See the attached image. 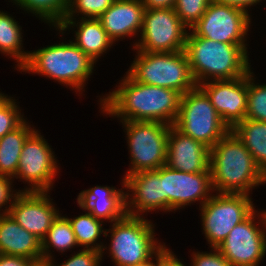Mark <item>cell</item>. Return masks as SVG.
<instances>
[{"instance_id":"6da1fadb","label":"cell","mask_w":266,"mask_h":266,"mask_svg":"<svg viewBox=\"0 0 266 266\" xmlns=\"http://www.w3.org/2000/svg\"><path fill=\"white\" fill-rule=\"evenodd\" d=\"M117 90L101 98L102 111L122 121H158L174 125L182 94L176 90L136 82L128 73Z\"/></svg>"},{"instance_id":"7a4b0ae2","label":"cell","mask_w":266,"mask_h":266,"mask_svg":"<svg viewBox=\"0 0 266 266\" xmlns=\"http://www.w3.org/2000/svg\"><path fill=\"white\" fill-rule=\"evenodd\" d=\"M209 169L217 193L250 194L266 183V175L231 130L210 149Z\"/></svg>"},{"instance_id":"3957f363","label":"cell","mask_w":266,"mask_h":266,"mask_svg":"<svg viewBox=\"0 0 266 266\" xmlns=\"http://www.w3.org/2000/svg\"><path fill=\"white\" fill-rule=\"evenodd\" d=\"M184 51L197 86L209 79H237L251 71L247 51L238 44L209 40L188 32Z\"/></svg>"},{"instance_id":"277c9868","label":"cell","mask_w":266,"mask_h":266,"mask_svg":"<svg viewBox=\"0 0 266 266\" xmlns=\"http://www.w3.org/2000/svg\"><path fill=\"white\" fill-rule=\"evenodd\" d=\"M94 61L74 42H62L29 53L23 72L40 74L82 91L93 73Z\"/></svg>"},{"instance_id":"5b68a950","label":"cell","mask_w":266,"mask_h":266,"mask_svg":"<svg viewBox=\"0 0 266 266\" xmlns=\"http://www.w3.org/2000/svg\"><path fill=\"white\" fill-rule=\"evenodd\" d=\"M137 52L138 55L127 71L136 82L169 88L182 95L197 86L184 50Z\"/></svg>"},{"instance_id":"8992f818","label":"cell","mask_w":266,"mask_h":266,"mask_svg":"<svg viewBox=\"0 0 266 266\" xmlns=\"http://www.w3.org/2000/svg\"><path fill=\"white\" fill-rule=\"evenodd\" d=\"M154 225L143 216L126 215L105 229L111 233L109 254L116 266H137L153 259L164 246L154 238ZM108 232V233H107Z\"/></svg>"},{"instance_id":"52a82bcc","label":"cell","mask_w":266,"mask_h":266,"mask_svg":"<svg viewBox=\"0 0 266 266\" xmlns=\"http://www.w3.org/2000/svg\"><path fill=\"white\" fill-rule=\"evenodd\" d=\"M174 126L209 149L230 131L199 86L182 95Z\"/></svg>"},{"instance_id":"ba28073f","label":"cell","mask_w":266,"mask_h":266,"mask_svg":"<svg viewBox=\"0 0 266 266\" xmlns=\"http://www.w3.org/2000/svg\"><path fill=\"white\" fill-rule=\"evenodd\" d=\"M127 133L131 168L126 175L157 170L167 161L170 125L158 121H122Z\"/></svg>"},{"instance_id":"9c48e42d","label":"cell","mask_w":266,"mask_h":266,"mask_svg":"<svg viewBox=\"0 0 266 266\" xmlns=\"http://www.w3.org/2000/svg\"><path fill=\"white\" fill-rule=\"evenodd\" d=\"M249 194L216 193L201 206L203 232L211 248H217L230 231L254 211Z\"/></svg>"},{"instance_id":"30bf717a","label":"cell","mask_w":266,"mask_h":266,"mask_svg":"<svg viewBox=\"0 0 266 266\" xmlns=\"http://www.w3.org/2000/svg\"><path fill=\"white\" fill-rule=\"evenodd\" d=\"M186 28L174 8L145 9L141 39L133 48L145 52L182 51L188 34Z\"/></svg>"},{"instance_id":"8fae6325","label":"cell","mask_w":266,"mask_h":266,"mask_svg":"<svg viewBox=\"0 0 266 266\" xmlns=\"http://www.w3.org/2000/svg\"><path fill=\"white\" fill-rule=\"evenodd\" d=\"M256 210L237 224L217 247L232 266H258L266 253V211ZM260 214V215H259ZM256 215L262 226L255 221ZM259 215V216H258ZM255 223H258L257 225Z\"/></svg>"},{"instance_id":"7c38bea8","label":"cell","mask_w":266,"mask_h":266,"mask_svg":"<svg viewBox=\"0 0 266 266\" xmlns=\"http://www.w3.org/2000/svg\"><path fill=\"white\" fill-rule=\"evenodd\" d=\"M250 19L245 11L212 0L200 20L190 29L195 36L238 44L247 51L245 36L250 28Z\"/></svg>"},{"instance_id":"4fadbf2b","label":"cell","mask_w":266,"mask_h":266,"mask_svg":"<svg viewBox=\"0 0 266 266\" xmlns=\"http://www.w3.org/2000/svg\"><path fill=\"white\" fill-rule=\"evenodd\" d=\"M43 137L38 130H34L23 144L14 177L25 180L31 188L21 191L49 192L54 176L58 173L55 155Z\"/></svg>"},{"instance_id":"5bb4252c","label":"cell","mask_w":266,"mask_h":266,"mask_svg":"<svg viewBox=\"0 0 266 266\" xmlns=\"http://www.w3.org/2000/svg\"><path fill=\"white\" fill-rule=\"evenodd\" d=\"M163 188L165 212L177 210L193 202L201 206L212 197L211 173H186L163 165ZM211 195V196H210Z\"/></svg>"},{"instance_id":"9a60e30c","label":"cell","mask_w":266,"mask_h":266,"mask_svg":"<svg viewBox=\"0 0 266 266\" xmlns=\"http://www.w3.org/2000/svg\"><path fill=\"white\" fill-rule=\"evenodd\" d=\"M48 191H21L13 200L8 214L25 230L42 240L59 215Z\"/></svg>"},{"instance_id":"2e32d148","label":"cell","mask_w":266,"mask_h":266,"mask_svg":"<svg viewBox=\"0 0 266 266\" xmlns=\"http://www.w3.org/2000/svg\"><path fill=\"white\" fill-rule=\"evenodd\" d=\"M198 86L230 130L246 118L247 75L233 80H209Z\"/></svg>"},{"instance_id":"e0dca14e","label":"cell","mask_w":266,"mask_h":266,"mask_svg":"<svg viewBox=\"0 0 266 266\" xmlns=\"http://www.w3.org/2000/svg\"><path fill=\"white\" fill-rule=\"evenodd\" d=\"M122 183L127 192L131 190L133 194L126 193L128 215L140 217L142 212L156 209L164 211L163 166L157 170L125 175Z\"/></svg>"},{"instance_id":"ac0fdd59","label":"cell","mask_w":266,"mask_h":266,"mask_svg":"<svg viewBox=\"0 0 266 266\" xmlns=\"http://www.w3.org/2000/svg\"><path fill=\"white\" fill-rule=\"evenodd\" d=\"M210 149L202 142L170 126L166 165L186 173L210 172Z\"/></svg>"},{"instance_id":"d6986e66","label":"cell","mask_w":266,"mask_h":266,"mask_svg":"<svg viewBox=\"0 0 266 266\" xmlns=\"http://www.w3.org/2000/svg\"><path fill=\"white\" fill-rule=\"evenodd\" d=\"M144 11L141 0H115L97 19L109 38L115 42L125 36H134L142 30Z\"/></svg>"},{"instance_id":"ffe728a7","label":"cell","mask_w":266,"mask_h":266,"mask_svg":"<svg viewBox=\"0 0 266 266\" xmlns=\"http://www.w3.org/2000/svg\"><path fill=\"white\" fill-rule=\"evenodd\" d=\"M126 193L109 186L83 190L77 197L79 207L99 220L118 221L127 215Z\"/></svg>"},{"instance_id":"44dd1931","label":"cell","mask_w":266,"mask_h":266,"mask_svg":"<svg viewBox=\"0 0 266 266\" xmlns=\"http://www.w3.org/2000/svg\"><path fill=\"white\" fill-rule=\"evenodd\" d=\"M0 254L41 261V240L21 227L9 214H0Z\"/></svg>"},{"instance_id":"7402d4cb","label":"cell","mask_w":266,"mask_h":266,"mask_svg":"<svg viewBox=\"0 0 266 266\" xmlns=\"http://www.w3.org/2000/svg\"><path fill=\"white\" fill-rule=\"evenodd\" d=\"M76 26L74 43L87 54L96 64L98 58L112 46L113 41L107 35L101 22L95 18H81L80 22L73 19H63V21L55 27L62 34L69 27Z\"/></svg>"},{"instance_id":"603a6c76","label":"cell","mask_w":266,"mask_h":266,"mask_svg":"<svg viewBox=\"0 0 266 266\" xmlns=\"http://www.w3.org/2000/svg\"><path fill=\"white\" fill-rule=\"evenodd\" d=\"M34 130L24 120L17 128L0 138V176L14 178L23 144Z\"/></svg>"},{"instance_id":"cb8c5ba5","label":"cell","mask_w":266,"mask_h":266,"mask_svg":"<svg viewBox=\"0 0 266 266\" xmlns=\"http://www.w3.org/2000/svg\"><path fill=\"white\" fill-rule=\"evenodd\" d=\"M231 131L245 145L256 165L266 175V121L244 119Z\"/></svg>"},{"instance_id":"d4e9b609","label":"cell","mask_w":266,"mask_h":266,"mask_svg":"<svg viewBox=\"0 0 266 266\" xmlns=\"http://www.w3.org/2000/svg\"><path fill=\"white\" fill-rule=\"evenodd\" d=\"M8 13L0 11V51L6 56L16 58L19 70L26 64L29 53L22 51V27Z\"/></svg>"},{"instance_id":"484cf974","label":"cell","mask_w":266,"mask_h":266,"mask_svg":"<svg viewBox=\"0 0 266 266\" xmlns=\"http://www.w3.org/2000/svg\"><path fill=\"white\" fill-rule=\"evenodd\" d=\"M74 246H78V243L71 223L67 217L59 214L46 236L41 240L42 260L47 261L52 258L51 253H49L51 247L63 253Z\"/></svg>"},{"instance_id":"4316f807","label":"cell","mask_w":266,"mask_h":266,"mask_svg":"<svg viewBox=\"0 0 266 266\" xmlns=\"http://www.w3.org/2000/svg\"><path fill=\"white\" fill-rule=\"evenodd\" d=\"M68 219L71 223L78 246H85V249H95L103 254V250H105L106 247L100 243H96L101 234H105V230L102 228L103 221L95 218L89 212L73 219Z\"/></svg>"},{"instance_id":"83f0119b","label":"cell","mask_w":266,"mask_h":266,"mask_svg":"<svg viewBox=\"0 0 266 266\" xmlns=\"http://www.w3.org/2000/svg\"><path fill=\"white\" fill-rule=\"evenodd\" d=\"M21 9L31 12L57 27L64 19L69 0H12Z\"/></svg>"},{"instance_id":"f1b7e54d","label":"cell","mask_w":266,"mask_h":266,"mask_svg":"<svg viewBox=\"0 0 266 266\" xmlns=\"http://www.w3.org/2000/svg\"><path fill=\"white\" fill-rule=\"evenodd\" d=\"M253 72L247 74V112L245 119L266 121V84L254 83Z\"/></svg>"},{"instance_id":"f546056e","label":"cell","mask_w":266,"mask_h":266,"mask_svg":"<svg viewBox=\"0 0 266 266\" xmlns=\"http://www.w3.org/2000/svg\"><path fill=\"white\" fill-rule=\"evenodd\" d=\"M115 0H69L68 9L64 19L74 18L76 13H81L84 17L95 18L101 16ZM75 8V9H74Z\"/></svg>"},{"instance_id":"4dcf8cb0","label":"cell","mask_w":266,"mask_h":266,"mask_svg":"<svg viewBox=\"0 0 266 266\" xmlns=\"http://www.w3.org/2000/svg\"><path fill=\"white\" fill-rule=\"evenodd\" d=\"M211 1L212 0H176L174 10L181 22L190 29L200 20Z\"/></svg>"},{"instance_id":"1f68e13d","label":"cell","mask_w":266,"mask_h":266,"mask_svg":"<svg viewBox=\"0 0 266 266\" xmlns=\"http://www.w3.org/2000/svg\"><path fill=\"white\" fill-rule=\"evenodd\" d=\"M25 119L12 98L0 109V138L17 128Z\"/></svg>"},{"instance_id":"d6a6232c","label":"cell","mask_w":266,"mask_h":266,"mask_svg":"<svg viewBox=\"0 0 266 266\" xmlns=\"http://www.w3.org/2000/svg\"><path fill=\"white\" fill-rule=\"evenodd\" d=\"M102 252L95 249H82L72 255L69 259L57 266H100V261L102 260ZM52 258L47 260L49 266L54 265V261L52 262Z\"/></svg>"},{"instance_id":"836d02e7","label":"cell","mask_w":266,"mask_h":266,"mask_svg":"<svg viewBox=\"0 0 266 266\" xmlns=\"http://www.w3.org/2000/svg\"><path fill=\"white\" fill-rule=\"evenodd\" d=\"M213 250V251H212ZM210 253L194 252L192 266H232L231 263L220 253L218 248H212Z\"/></svg>"},{"instance_id":"e575fe53","label":"cell","mask_w":266,"mask_h":266,"mask_svg":"<svg viewBox=\"0 0 266 266\" xmlns=\"http://www.w3.org/2000/svg\"><path fill=\"white\" fill-rule=\"evenodd\" d=\"M12 180L13 179L10 177L0 176V211L4 205H6L8 202L10 203V205H8L9 207H6L3 210L2 214H8L9 209H10L11 205L13 204V200L17 196V193H18L17 191L15 194L13 193L14 190L11 188V186H12L11 181ZM0 214H1V212H0Z\"/></svg>"},{"instance_id":"d590c367","label":"cell","mask_w":266,"mask_h":266,"mask_svg":"<svg viewBox=\"0 0 266 266\" xmlns=\"http://www.w3.org/2000/svg\"><path fill=\"white\" fill-rule=\"evenodd\" d=\"M157 266H185L170 249L164 246L157 253Z\"/></svg>"},{"instance_id":"8d00e7d4","label":"cell","mask_w":266,"mask_h":266,"mask_svg":"<svg viewBox=\"0 0 266 266\" xmlns=\"http://www.w3.org/2000/svg\"><path fill=\"white\" fill-rule=\"evenodd\" d=\"M33 262L26 257L0 254V266H31Z\"/></svg>"},{"instance_id":"74e56055","label":"cell","mask_w":266,"mask_h":266,"mask_svg":"<svg viewBox=\"0 0 266 266\" xmlns=\"http://www.w3.org/2000/svg\"><path fill=\"white\" fill-rule=\"evenodd\" d=\"M217 3H221L227 6H232L239 8L246 13H248V6L250 7L251 5L253 6L254 4L256 5L257 3L261 2V0H213Z\"/></svg>"},{"instance_id":"f35d334b","label":"cell","mask_w":266,"mask_h":266,"mask_svg":"<svg viewBox=\"0 0 266 266\" xmlns=\"http://www.w3.org/2000/svg\"><path fill=\"white\" fill-rule=\"evenodd\" d=\"M145 9L174 8L176 0H141Z\"/></svg>"},{"instance_id":"ab89813d","label":"cell","mask_w":266,"mask_h":266,"mask_svg":"<svg viewBox=\"0 0 266 266\" xmlns=\"http://www.w3.org/2000/svg\"><path fill=\"white\" fill-rule=\"evenodd\" d=\"M12 97H8L4 95V93H0V109L11 99Z\"/></svg>"},{"instance_id":"60d3db41","label":"cell","mask_w":266,"mask_h":266,"mask_svg":"<svg viewBox=\"0 0 266 266\" xmlns=\"http://www.w3.org/2000/svg\"><path fill=\"white\" fill-rule=\"evenodd\" d=\"M31 266H49L47 261L41 260L37 262H33Z\"/></svg>"},{"instance_id":"b9f144b4","label":"cell","mask_w":266,"mask_h":266,"mask_svg":"<svg viewBox=\"0 0 266 266\" xmlns=\"http://www.w3.org/2000/svg\"><path fill=\"white\" fill-rule=\"evenodd\" d=\"M155 257H156V258H155L156 263H153V259H151V260L148 261L147 263L142 264V265H137V266H157V254H156Z\"/></svg>"}]
</instances>
